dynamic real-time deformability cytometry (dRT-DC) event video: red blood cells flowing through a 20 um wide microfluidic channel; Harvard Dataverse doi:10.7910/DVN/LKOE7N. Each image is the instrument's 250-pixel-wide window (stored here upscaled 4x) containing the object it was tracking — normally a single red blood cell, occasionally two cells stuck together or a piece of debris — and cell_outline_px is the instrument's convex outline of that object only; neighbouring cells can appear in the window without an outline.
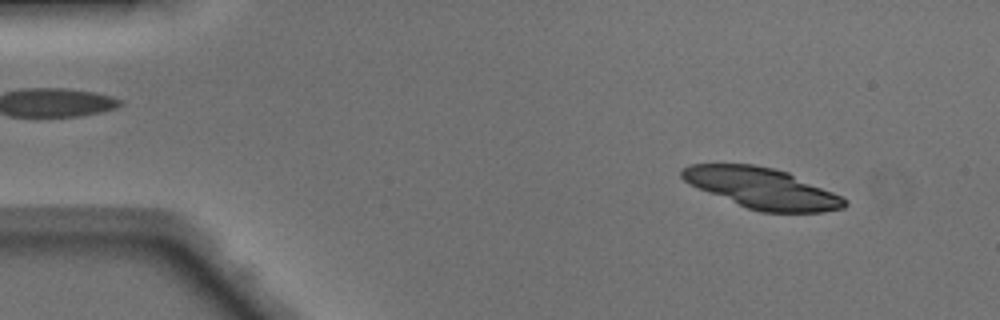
{"species": "Egyptian fruit bat (a non-hibernating species)", "species_latin": "Rousettus aegyptiacus", "temperature_condition": "warm", "stored_images_in_passage": 18, "camera_frame_rate_fps": 3000, "um_per_image_px": 0.085, "animal": {"sex": "male"}, "frame": {"image": 1, "passage_image": 2, "time_ms": 0.333, "image_size_px": [1000, 320], "cell_outline_px": [[848, 204], [844, 208], [820, 212], [760, 212], [748, 208], [708, 192], [684, 180], [680, 176], [680, 168], [692, 164], [752, 164], [772, 168], [788, 172], [832, 192], [848, 200]], "centroid_in_image_um": [64.78, 15.99], "position_along_channel_um": 20.2, "area_um2": 38.03}}
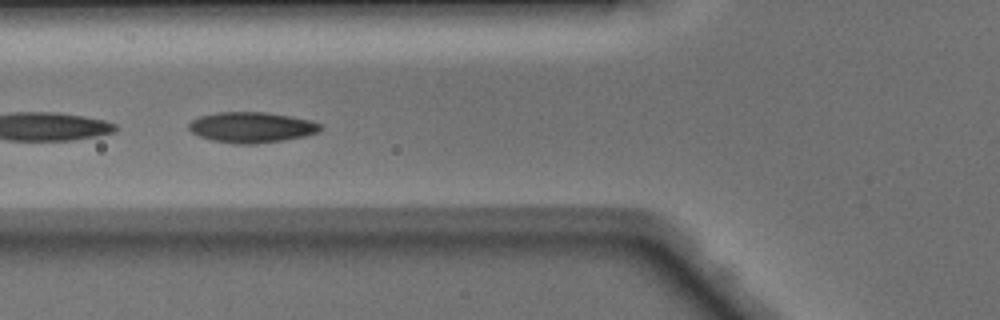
{"frame": {"image": 2, "passage_image": 15, "time_ms": 4.667, "image_size_px": [1000, 320], "cell_outline_px": [[320, 132], [304, 136], [284, 140], [256, 144], [236, 144], [212, 140], [200, 136], [192, 132], [188, 128], [188, 124], [192, 120], [200, 116], [216, 112], [264, 112], [312, 120], [320, 124]], "centroid_in_image_um": [21.38, 10.82], "position_along_channel_um": 104.4, "area_um2": 23.41}}